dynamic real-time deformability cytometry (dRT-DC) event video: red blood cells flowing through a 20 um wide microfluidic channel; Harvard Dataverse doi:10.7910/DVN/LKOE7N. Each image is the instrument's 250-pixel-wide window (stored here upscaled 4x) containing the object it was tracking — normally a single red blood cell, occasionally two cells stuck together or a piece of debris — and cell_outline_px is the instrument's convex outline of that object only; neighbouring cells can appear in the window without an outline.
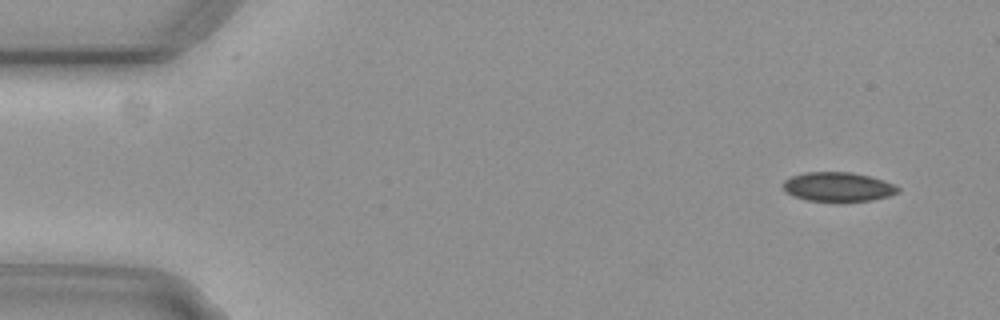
{"species": "common noctule bat (a hibernating species)", "species_latin": "Nyctalus noctula", "temperature_condition": "cold", "stored_images_in_passage": 55, "camera_frame_rate_fps": 3000, "um_per_image_px": 0.085, "animal": {"sex": "female", "body_mass_g": 29.2, "forearm_length_mm": 56.3}, "frame": {"image": 1, "passage_image": 4, "time_ms": 1.0, "image_size_px": [1000, 320], "cell_outline_px": [[900, 192], [888, 196], [872, 200], [840, 204], [808, 200], [792, 196], [784, 192], [784, 180], [792, 176], [804, 172], [852, 172], [884, 180], [900, 188]], "centroid_in_image_um": [71.22, 15.92], "position_along_channel_um": 13.8, "area_um2": 20.23}}
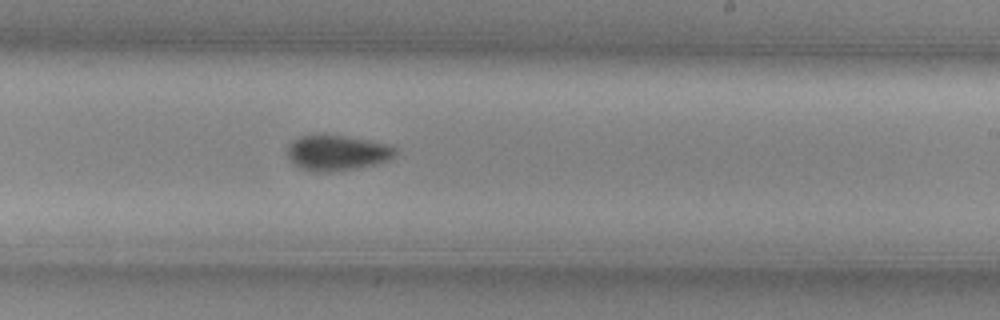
{"frame": {"image": 2, "passage_image": 33, "time_ms": 10.667, "image_size_px": [1000, 320], "cell_outline_px": [[396, 152], [392, 160], [376, 164], [356, 168], [332, 172], [312, 172], [300, 168], [292, 164], [288, 156], [288, 144], [292, 140], [300, 136], [344, 136], [368, 140], [388, 144], [396, 148]], "centroid_in_image_um": [28.65, 13.02], "position_along_channel_um": 260.3, "area_um2": 22.31}}
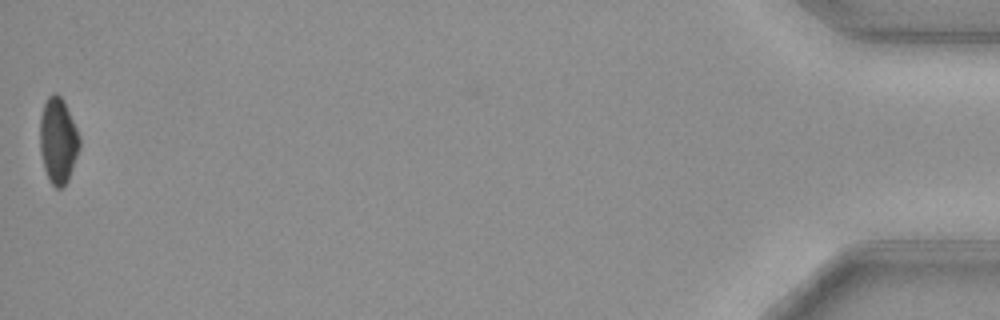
{"frame": {"image": 3, "passage_image": 55, "time_ms": 18.0, "image_size_px": [1000, 320], "cell_outline_px": [[80, 148], [68, 180], [60, 188], [56, 188], [48, 180], [44, 168], [40, 152], [40, 116], [44, 104], [48, 96], [52, 92], [56, 92], [64, 100], [76, 128], [80, 140]], "centroid_in_image_um": [4.92, 11.93], "position_along_channel_um": 430.3, "area_um2": 19.83}}